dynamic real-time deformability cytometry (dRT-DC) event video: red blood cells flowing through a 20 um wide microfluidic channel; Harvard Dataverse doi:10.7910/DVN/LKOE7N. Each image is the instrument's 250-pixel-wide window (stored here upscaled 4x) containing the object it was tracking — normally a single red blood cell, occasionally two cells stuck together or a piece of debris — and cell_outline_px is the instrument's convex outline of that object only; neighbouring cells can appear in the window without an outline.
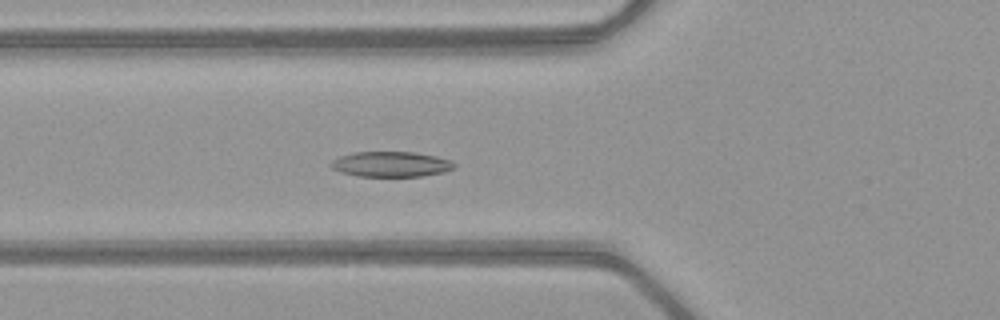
{"species": "common noctule bat (a hibernating species)", "species_latin": "Nyctalus noctula", "temperature_condition": "warm", "stored_images_in_passage": 52, "camera_frame_rate_fps": 3000, "um_per_image_px": 0.085, "animal": {"sex": "female", "body_mass_g": 21.9}, "frame": {"image": 1, "passage_image": 20, "time_ms": 6.333, "image_size_px": [1000, 320], "cell_outline_px": [[456, 164], [452, 168], [444, 172], [420, 176], [356, 176], [340, 172], [332, 168], [328, 164], [332, 160], [340, 156], [356, 152], [412, 152], [436, 156], [448, 160]], "centroid_in_image_um": [33.18, 13.96], "position_along_channel_um": 92.6, "area_um2": 18.03}}
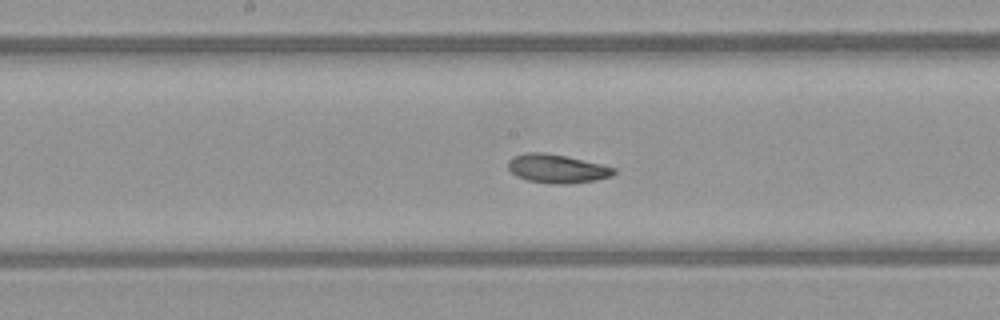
{"frame": {"image": 2, "passage_image": 28, "time_ms": 9.0, "image_size_px": [1000, 320], "cell_outline_px": [[616, 172], [612, 176], [596, 180], [568, 184], [552, 184], [528, 180], [516, 176], [508, 168], [508, 160], [512, 156], [524, 152], [544, 152], [564, 156], [600, 164], [616, 168]], "centroid_in_image_um": [47.32, 14.33], "position_along_channel_um": 200.9, "area_um2": 17.69}}
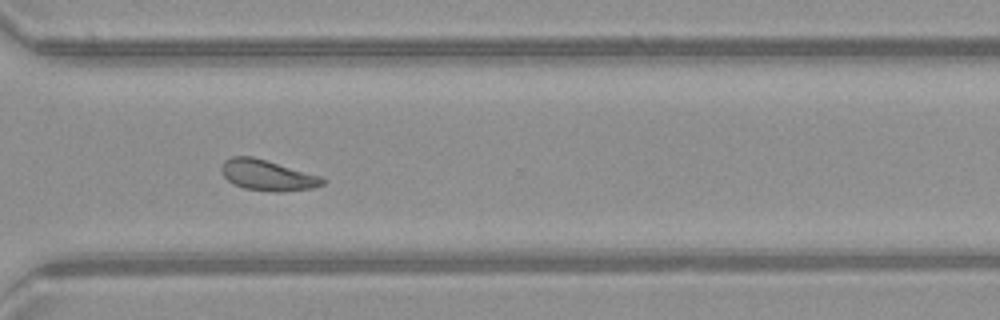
{"frame": {"image": 3, "passage_image": 39, "time_ms": 12.667, "image_size_px": [1000, 320], "cell_outline_px": [[328, 180], [324, 184], [312, 188], [276, 192], [272, 192], [244, 188], [232, 184], [224, 176], [220, 168], [224, 160], [232, 156], [252, 156], [320, 176]], "centroid_in_image_um": [22.71, 14.89], "position_along_channel_um": 347.9, "area_um2": 18.03}, "authors_computed_cell_mechanics": {"area_um2": 18.4382, "velocity_mm_per_s": 4.031, "shape_relaxation_time_tau1_ms": 2.5813, "shape_relaxation_time_tau2_ms": 4.4267, "deformation_change_tau1": 0.1059, "deformation_change_tau2": 0.1178}}